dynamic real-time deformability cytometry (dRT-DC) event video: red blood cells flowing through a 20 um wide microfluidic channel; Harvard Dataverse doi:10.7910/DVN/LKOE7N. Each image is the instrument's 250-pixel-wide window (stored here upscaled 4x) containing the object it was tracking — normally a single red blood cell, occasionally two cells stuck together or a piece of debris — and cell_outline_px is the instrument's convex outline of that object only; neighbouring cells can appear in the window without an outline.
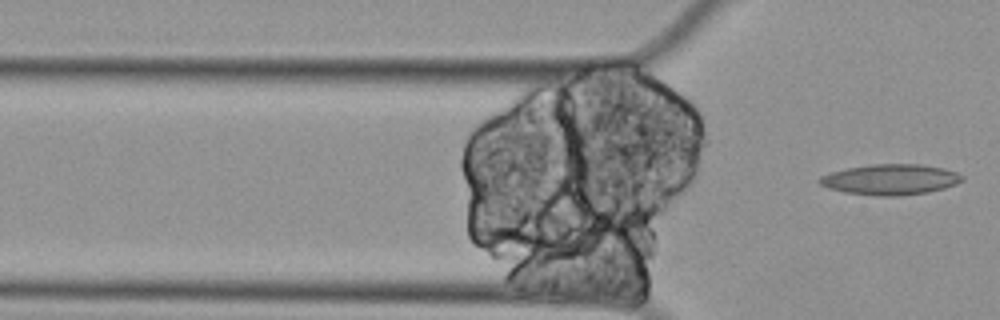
{"species": "Egyptian fruit bat (a non-hibernating species)", "species_latin": "Rousettus aegyptiacus", "temperature_condition": "cold", "stored_images_in_passage": 16, "camera_frame_rate_fps": 3000, "um_per_image_px": 0.085, "animal": {"sex": "female"}, "frame": {"image": 1, "passage_image": 16, "time_ms": 5.0, "image_size_px": [1000, 320], "cell_outline_px": [[964, 180], [956, 184], [944, 188], [928, 192], [900, 196], [876, 196], [844, 192], [828, 188], [820, 184], [816, 180], [820, 176], [844, 168], [872, 164], [920, 164], [944, 168], [956, 172], [964, 176]], "centroid_in_image_um": [75.68, 15.26], "position_along_channel_um": 50.1, "area_um2": 25.66}}